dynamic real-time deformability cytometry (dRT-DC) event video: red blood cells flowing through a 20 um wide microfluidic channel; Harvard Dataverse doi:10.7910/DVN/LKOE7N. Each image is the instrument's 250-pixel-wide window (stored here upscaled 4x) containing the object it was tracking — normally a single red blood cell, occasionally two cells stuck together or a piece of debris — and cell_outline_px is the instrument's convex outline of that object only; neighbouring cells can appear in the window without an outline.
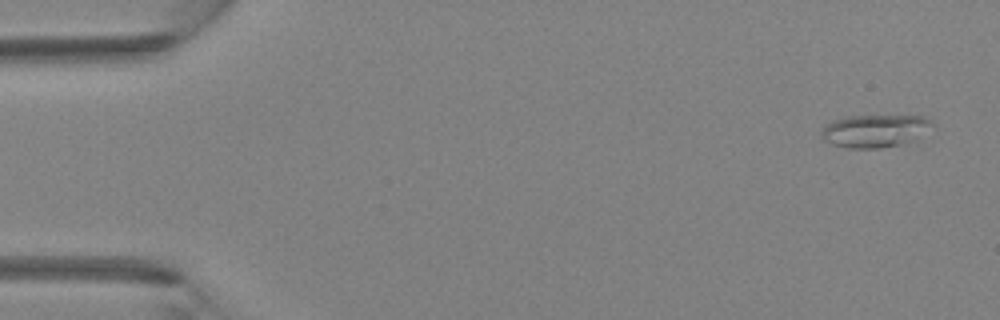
{"species": "Egyptian fruit bat (a non-hibernating species)", "species_latin": "Rousettus aegyptiacus", "temperature_condition": "room temperature", "stored_images_in_passage": 4, "camera_frame_rate_fps": 3000, "um_per_image_px": 0.085, "animal": {"sex": "female"}, "frame": {"image": 1, "passage_image": 1, "time_ms": 0.0, "image_size_px": [1000, 320], "cell_outline_px": [[932, 124], [916, 140], [900, 144], [880, 148], [848, 148], [832, 144], [824, 140], [820, 136], [820, 132], [832, 120], [844, 116], [924, 116], [932, 120]], "centroid_in_image_um": [74.33, 11.12], "position_along_channel_um": 10.7, "area_um2": 21.04}}